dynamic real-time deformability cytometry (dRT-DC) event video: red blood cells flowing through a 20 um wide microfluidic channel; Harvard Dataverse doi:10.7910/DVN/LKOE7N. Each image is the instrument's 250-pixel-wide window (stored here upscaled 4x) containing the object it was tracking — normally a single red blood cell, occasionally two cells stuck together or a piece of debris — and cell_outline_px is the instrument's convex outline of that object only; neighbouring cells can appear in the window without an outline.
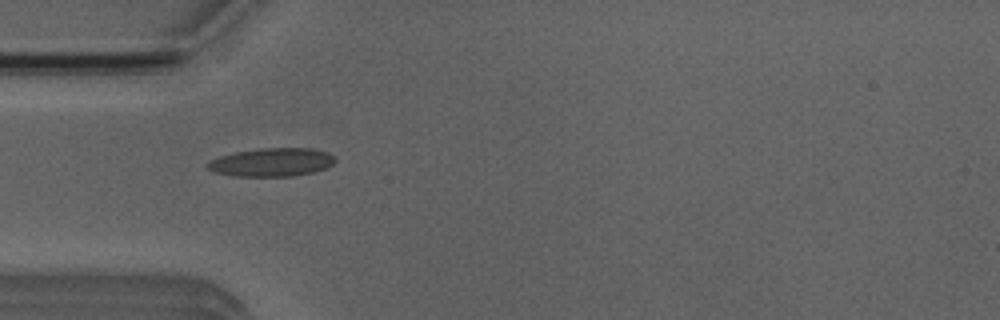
{"species": "Egyptian fruit bat (a non-hibernating species)", "species_latin": "Rousettus aegyptiacus", "temperature_condition": "room temperature", "stored_images_in_passage": 8, "camera_frame_rate_fps": 3000, "um_per_image_px": 0.085, "animal": {"sex": "male"}, "frame": {"image": 1, "passage_image": 5, "time_ms": 4.667, "image_size_px": [1000, 320], "cell_outline_px": [[336, 160], [332, 164], [324, 168], [312, 172], [292, 176], [232, 176], [216, 172], [208, 168], [204, 164], [208, 160], [220, 156], [236, 152], [264, 148], [312, 148], [324, 152], [332, 156]], "centroid_in_image_um": [23.04, 13.79], "position_along_channel_um": 62.0, "area_um2": 20.87}}
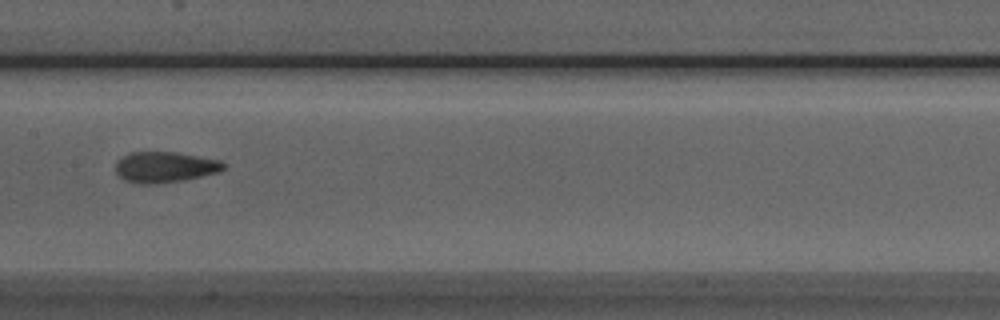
{"frame": {"image": 2, "passage_image": 8, "time_ms": 8.0, "image_size_px": [1000, 320], "cell_outline_px": [[228, 164], [220, 172], [184, 180], [156, 184], [136, 184], [124, 180], [116, 172], [116, 160], [132, 152], [176, 152], [220, 160]], "centroid_in_image_um": [14.03, 14.21], "position_along_channel_um": 193.4, "area_um2": 19.54}}